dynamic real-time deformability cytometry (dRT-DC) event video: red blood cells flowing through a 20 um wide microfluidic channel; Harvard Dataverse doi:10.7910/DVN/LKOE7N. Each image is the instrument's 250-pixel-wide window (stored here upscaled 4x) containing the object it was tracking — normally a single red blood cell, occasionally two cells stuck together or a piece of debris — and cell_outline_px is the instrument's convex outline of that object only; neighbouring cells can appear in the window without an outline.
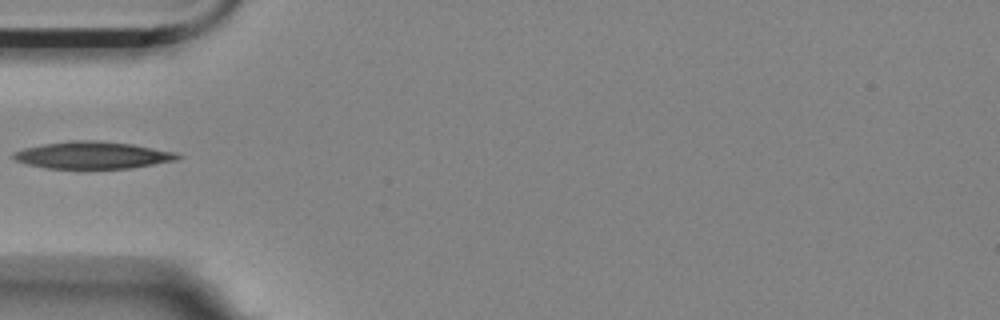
{"species": "Egyptian fruit bat (a non-hibernating species)", "species_latin": "Rousettus aegyptiacus", "temperature_condition": "room temperature", "stored_images_in_passage": 39, "camera_frame_rate_fps": 3000, "um_per_image_px": 0.085, "animal": {"sex": "female"}, "frame": {"image": 1, "passage_image": 1, "time_ms": 0.0, "image_size_px": [1000, 320], "cell_outline_px": [[184, 156], [176, 160], [132, 168], [44, 168], [28, 164], [16, 160], [12, 156], [12, 152], [24, 148], [44, 144], [72, 140], [96, 140], [132, 144], [176, 152]], "centroid_in_image_um": [7.89, 13.18], "position_along_channel_um": 77.1, "area_um2": 25.89}}
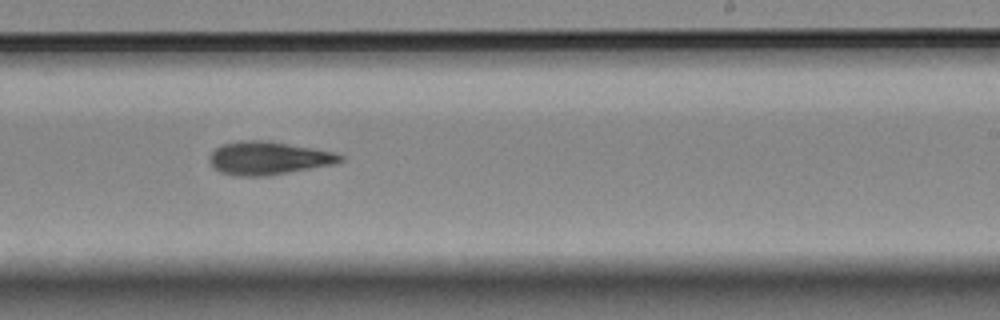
{"frame": {"image": 2, "passage_image": 17, "time_ms": 5.333, "image_size_px": [1000, 320], "cell_outline_px": [[344, 160], [332, 164], [268, 176], [232, 176], [220, 172], [212, 168], [208, 160], [208, 156], [220, 144], [240, 140], [272, 140], [336, 152], [344, 156]], "centroid_in_image_um": [22.77, 13.43], "position_along_channel_um": 266.2, "area_um2": 25.78}}
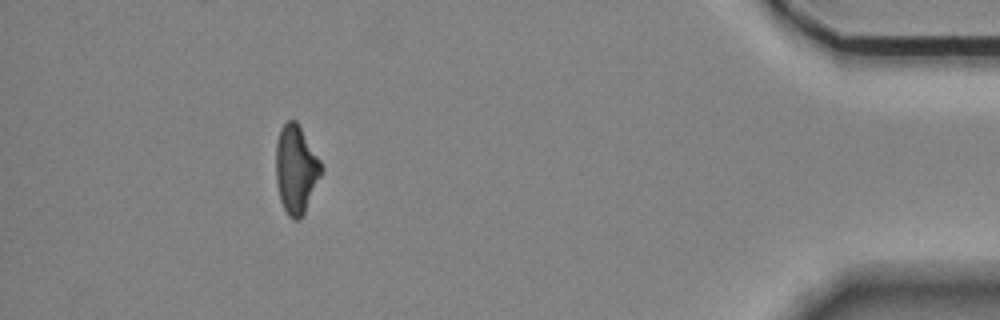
{"frame": {"image": 3, "passage_image": 34, "time_ms": 11.0, "image_size_px": [1000, 320], "cell_outline_px": [[324, 172], [300, 220], [292, 220], [288, 216], [280, 200], [276, 184], [276, 140], [280, 128], [288, 120], [296, 120], [320, 160], [324, 168]], "centroid_in_image_um": [25.17, 14.41], "position_along_channel_um": 410.0, "area_um2": 23.58}}